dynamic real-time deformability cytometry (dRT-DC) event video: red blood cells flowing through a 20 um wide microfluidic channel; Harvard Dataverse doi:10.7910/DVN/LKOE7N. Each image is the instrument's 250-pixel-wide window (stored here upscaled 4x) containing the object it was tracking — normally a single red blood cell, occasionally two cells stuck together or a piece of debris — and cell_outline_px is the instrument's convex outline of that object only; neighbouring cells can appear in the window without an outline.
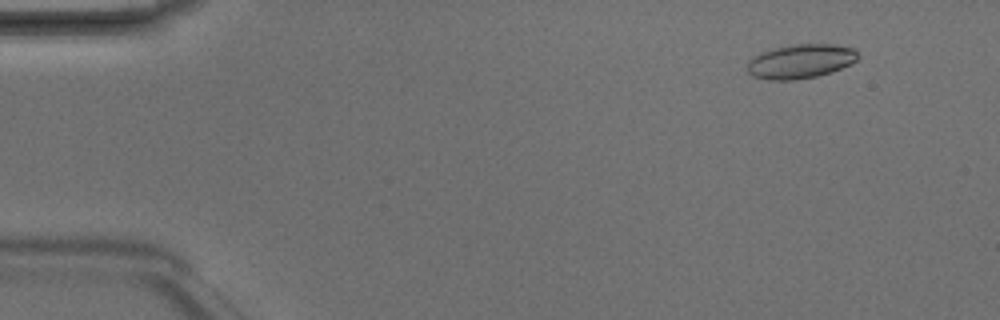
{"species": "Egyptian fruit bat (a non-hibernating species)", "species_latin": "Rousettus aegyptiacus", "temperature_condition": "room temperature", "stored_images_in_passage": 4, "camera_frame_rate_fps": 3000, "um_per_image_px": 0.085, "animal": {"sex": "male"}, "frame": {"image": 1, "passage_image": 2, "time_ms": 0.333, "image_size_px": [1000, 320], "cell_outline_px": [[860, 56], [856, 60], [832, 72], [816, 76], [796, 80], [768, 80], [752, 76], [748, 72], [748, 60], [752, 56], [760, 52], [776, 48], [796, 44], [832, 44], [852, 48]], "centroid_in_image_um": [68.01, 5.22], "position_along_channel_um": 17.0, "area_um2": 21.96}}